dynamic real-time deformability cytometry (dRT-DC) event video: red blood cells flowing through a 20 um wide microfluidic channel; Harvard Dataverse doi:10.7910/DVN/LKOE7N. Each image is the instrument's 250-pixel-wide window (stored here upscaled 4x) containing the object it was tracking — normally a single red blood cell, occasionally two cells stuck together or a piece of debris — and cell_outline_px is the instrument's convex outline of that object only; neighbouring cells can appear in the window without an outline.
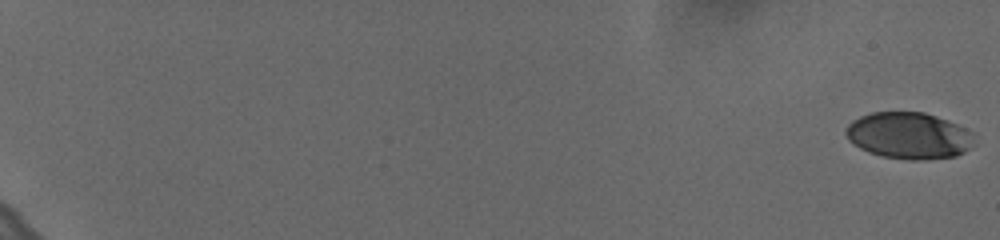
{"species": "human", "species_latin": "Homo sapiens", "temperature_condition": "cold", "stored_images_in_passage": 15, "camera_frame_rate_fps": 3000, "um_per_image_px": 0.085, "donor": {"sex": "female"}, "frame": {"image": 1, "passage_image": 1, "time_ms": 0.0, "image_size_px": [1000, 240], "cell_outline_px": [[972, 144], [964, 152], [956, 156], [920, 160], [912, 160], [884, 156], [868, 152], [852, 144], [848, 140], [844, 132], [848, 124], [852, 120], [860, 116], [872, 112], [924, 112], [948, 120], [972, 132]], "centroid_in_image_um": [77.2, 11.52], "position_along_channel_um": 7.8, "area_um2": 34.74}}